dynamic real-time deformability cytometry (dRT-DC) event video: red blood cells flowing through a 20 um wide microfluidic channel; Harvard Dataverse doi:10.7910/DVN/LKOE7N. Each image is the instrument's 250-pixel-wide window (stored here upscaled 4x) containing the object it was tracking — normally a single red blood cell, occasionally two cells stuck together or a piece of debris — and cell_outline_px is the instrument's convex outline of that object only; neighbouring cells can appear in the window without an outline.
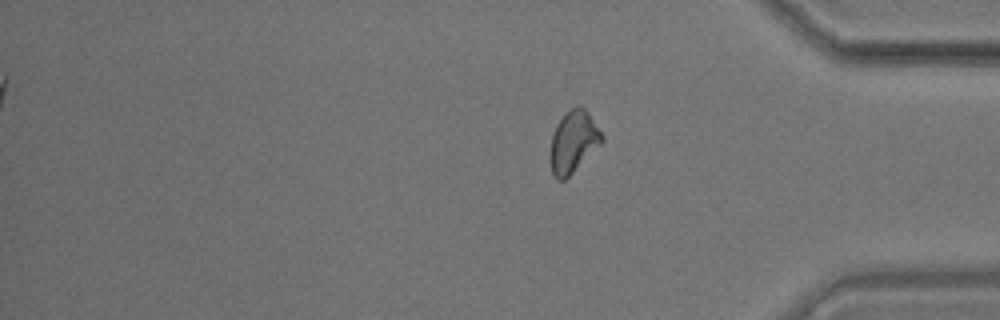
{"species": "common noctule bat (a hibernating species)", "species_latin": "Nyctalus noctula", "temperature_condition": "room temperature", "stored_images_in_passage": 14, "camera_frame_rate_fps": 3000, "um_per_image_px": 0.085, "animal": {"sex": "male", "body_mass_g": 17.9}, "frame": {"image": 1, "passage_image": 14, "time_ms": 16.333, "image_size_px": [1000, 320], "cell_outline_px": [[604, 140], [564, 180], [556, 180], [552, 172], [552, 136], [556, 124], [576, 104], [580, 104], [588, 112], [604, 136]], "centroid_in_image_um": [48.76, 12.01], "position_along_channel_um": 386.4, "area_um2": 17.92}, "authors_computed_cell_mechanics": {"area_um2": 18.6116, "velocity_mm_per_s": 3.4806, "shape_relaxation_time_tau1_ms": 4.0734, "shape_relaxation_time_tau2_ms": 0.8958, "deformation_change_tau1": 0.0852, "deformation_change_tau2": 0.0564}}